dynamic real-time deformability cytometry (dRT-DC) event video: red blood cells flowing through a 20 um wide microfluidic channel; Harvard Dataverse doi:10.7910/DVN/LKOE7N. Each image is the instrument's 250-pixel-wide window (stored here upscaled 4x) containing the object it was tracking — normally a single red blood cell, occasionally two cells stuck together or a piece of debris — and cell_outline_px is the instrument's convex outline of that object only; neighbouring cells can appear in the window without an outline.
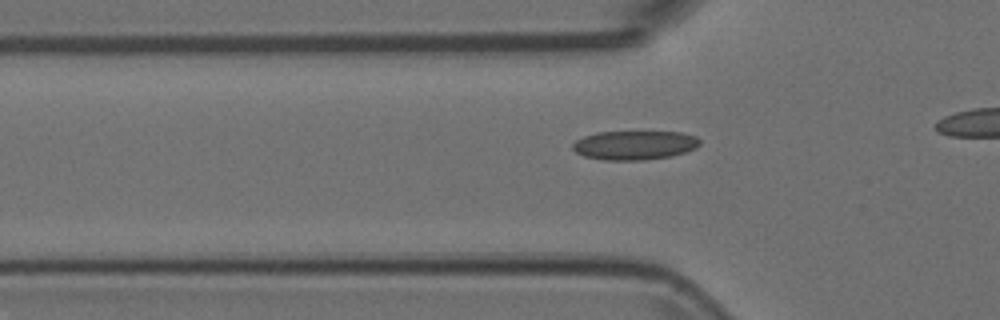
{"species": "Egyptian fruit bat (a non-hibernating species)", "species_latin": "Rousettus aegyptiacus", "temperature_condition": "room temperature", "stored_images_in_passage": 8, "camera_frame_rate_fps": 3000, "um_per_image_px": 0.085, "animal": {"sex": "female"}, "frame": {"image": 1, "passage_image": 2, "time_ms": 0.333, "image_size_px": [1000, 320], "cell_outline_px": [[700, 144], [696, 148], [684, 152], [668, 156], [644, 160], [604, 160], [584, 156], [576, 152], [572, 148], [572, 144], [576, 140], [584, 136], [596, 132], [680, 132], [696, 136], [700, 140]], "centroid_in_image_um": [53.92, 12.33], "position_along_channel_um": 71.9, "area_um2": 21.44}}
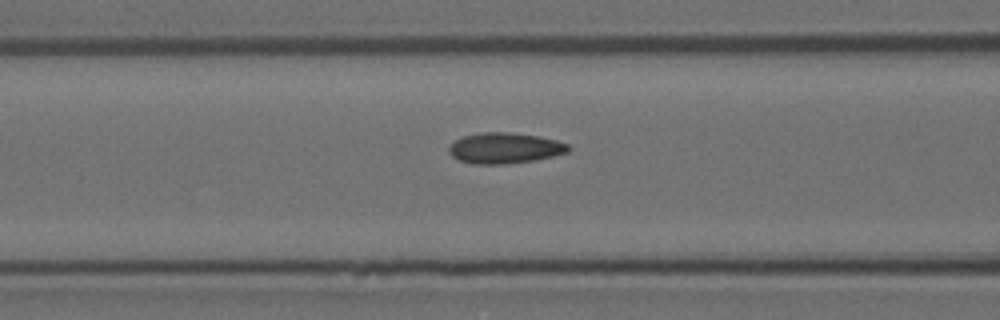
{"frame": {"image": 2, "passage_image": 6, "time_ms": 1.667, "image_size_px": [1000, 320], "cell_outline_px": [[572, 148], [568, 152], [552, 156], [532, 160], [504, 164], [472, 164], [460, 160], [452, 156], [448, 152], [448, 148], [456, 140], [464, 136], [484, 132], [512, 132], [536, 136], [556, 140], [568, 144]], "centroid_in_image_um": [42.9, 12.59], "position_along_channel_um": 123.7, "area_um2": 21.21}}